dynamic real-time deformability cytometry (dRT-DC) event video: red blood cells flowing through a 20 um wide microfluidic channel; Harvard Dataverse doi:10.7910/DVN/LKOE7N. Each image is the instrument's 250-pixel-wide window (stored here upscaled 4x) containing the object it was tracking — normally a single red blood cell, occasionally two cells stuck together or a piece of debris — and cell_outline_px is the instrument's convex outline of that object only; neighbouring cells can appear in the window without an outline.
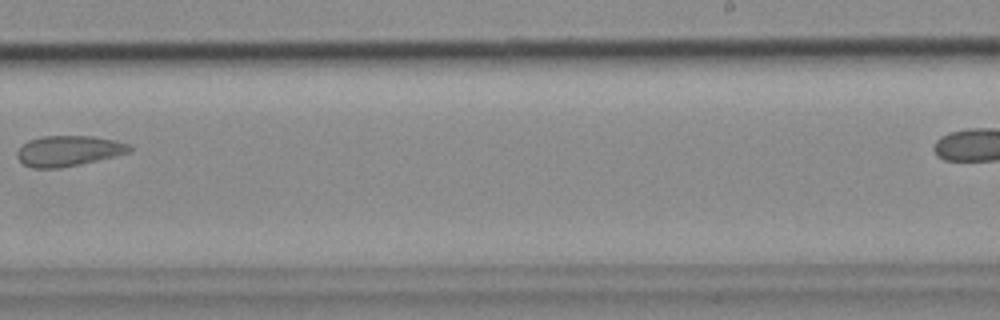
{"species": "common noctule bat (a hibernating species)", "species_latin": "Nyctalus noctula", "temperature_condition": "cold", "stored_images_in_passage": 9, "camera_frame_rate_fps": 3000, "um_per_image_px": 0.085, "animal": {"sex": "female", "body_mass_g": 18.4}, "frame": {"image": 1, "passage_image": 7, "time_ms": 2.0, "image_size_px": [1000, 320], "cell_outline_px": [[132, 152], [80, 164], [56, 168], [32, 168], [24, 164], [16, 156], [16, 152], [28, 140], [44, 136], [92, 136], [112, 140], [128, 144], [132, 148]], "centroid_in_image_um": [5.81, 12.82], "position_along_channel_um": 283.2, "area_um2": 19.77}}